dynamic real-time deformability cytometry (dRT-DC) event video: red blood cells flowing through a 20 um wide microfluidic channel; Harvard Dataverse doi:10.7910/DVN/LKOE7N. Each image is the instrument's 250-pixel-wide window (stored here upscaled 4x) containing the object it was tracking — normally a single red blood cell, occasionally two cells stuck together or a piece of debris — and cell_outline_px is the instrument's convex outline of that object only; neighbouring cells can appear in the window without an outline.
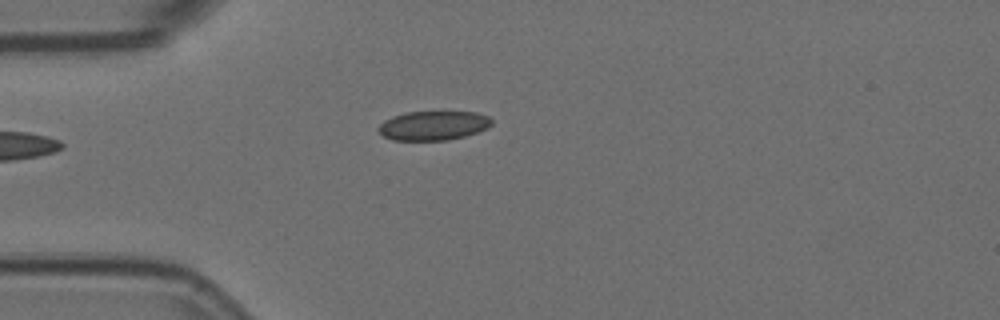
{"species": "Egyptian fruit bat (a non-hibernating species)", "species_latin": "Rousettus aegyptiacus", "temperature_condition": "room temperature", "stored_images_in_passage": 5, "camera_frame_rate_fps": 3000, "um_per_image_px": 0.085, "animal": {"sex": "female"}, "frame": {"image": 1, "passage_image": 5, "time_ms": 1.333, "image_size_px": [1000, 320], "cell_outline_px": [[492, 124], [488, 128], [464, 136], [448, 140], [392, 140], [384, 136], [376, 128], [384, 120], [392, 116], [404, 112], [476, 112], [488, 116], [492, 120]], "centroid_in_image_um": [36.82, 10.67], "position_along_channel_um": 48.2, "area_um2": 19.31}}